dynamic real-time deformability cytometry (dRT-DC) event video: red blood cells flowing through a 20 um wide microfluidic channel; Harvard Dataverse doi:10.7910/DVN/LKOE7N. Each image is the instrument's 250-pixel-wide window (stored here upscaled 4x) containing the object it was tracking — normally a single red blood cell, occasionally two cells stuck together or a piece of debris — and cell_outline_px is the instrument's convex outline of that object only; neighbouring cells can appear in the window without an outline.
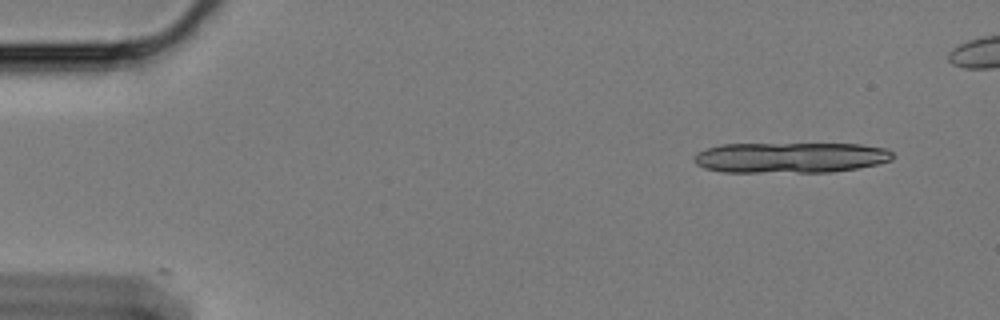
{"species": "Egyptian fruit bat (a non-hibernating species)", "species_latin": "Rousettus aegyptiacus", "temperature_condition": "cold", "stored_images_in_passage": 10, "camera_frame_rate_fps": 3000, "um_per_image_px": 0.085, "animal": {"sex": "female"}, "frame": {"image": 1, "passage_image": 1, "time_ms": 0.0, "image_size_px": [1000, 320], "cell_outline_px": [[892, 160], [876, 164], [856, 168], [832, 172], [724, 172], [704, 168], [696, 164], [692, 160], [692, 156], [696, 152], [720, 144], [860, 144], [888, 148], [892, 152]], "centroid_in_image_um": [67.15, 13.39], "position_along_channel_um": 17.8, "area_um2": 35.6}}